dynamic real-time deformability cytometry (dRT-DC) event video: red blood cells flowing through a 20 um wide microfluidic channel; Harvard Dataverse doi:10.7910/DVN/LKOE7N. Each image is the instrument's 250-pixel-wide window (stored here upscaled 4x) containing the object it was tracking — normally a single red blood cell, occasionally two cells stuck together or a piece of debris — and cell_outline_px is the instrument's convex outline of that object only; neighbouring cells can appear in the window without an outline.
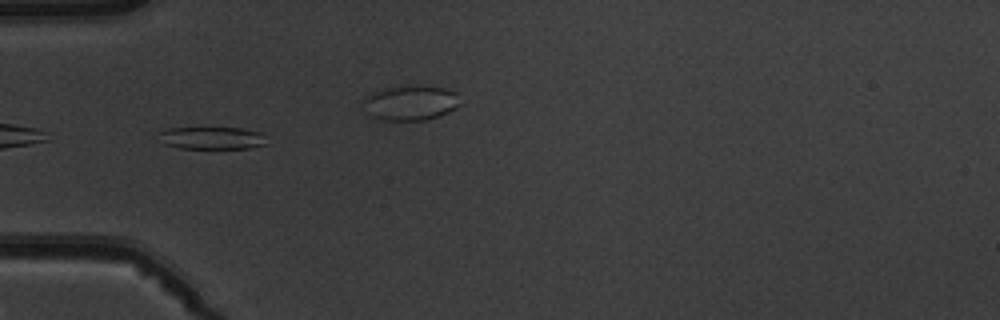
{"species": "common noctule bat (a hibernating species)", "species_latin": "Nyctalus noctula", "temperature_condition": "warm", "stored_images_in_passage": 15, "camera_frame_rate_fps": 3000, "um_per_image_px": 0.085, "animal": {"sex": "male", "body_mass_g": 19.5, "forearm_length_mm": 54.6}, "frame": {"image": 1, "passage_image": 5, "time_ms": 5.667, "image_size_px": [1000, 320], "cell_outline_px": [[268, 144], [248, 148], [180, 148], [164, 144], [160, 132], [168, 128], [204, 124], [240, 128], [260, 132]], "centroid_in_image_um": [18.0, 11.66], "position_along_channel_um": 67.0, "area_um2": 14.85}}
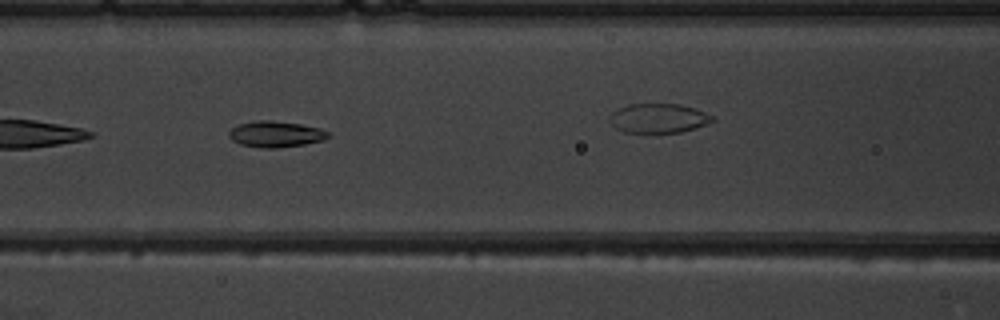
{"frame": {"image": 2, "passage_image": 7, "time_ms": 7.667, "image_size_px": [1000, 320], "cell_outline_px": [[332, 136], [324, 140], [304, 144], [276, 148], [264, 148], [240, 144], [232, 140], [228, 136], [228, 132], [232, 128], [240, 124], [252, 120], [272, 120], [300, 124], [320, 128], [328, 132]], "centroid_in_image_um": [23.44, 11.39], "position_along_channel_um": 143.2, "area_um2": 15.14}}
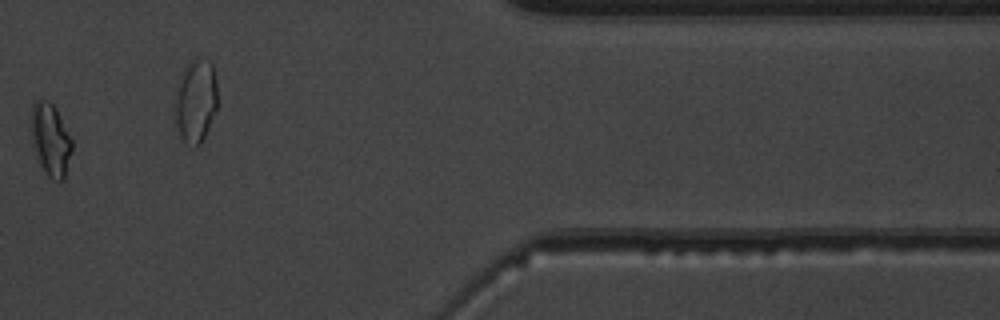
{"frame": {"image": 3, "passage_image": 13, "time_ms": 15.667, "image_size_px": [1000, 320], "cell_outline_px": [[72, 152], [64, 180], [56, 180], [48, 176], [40, 164], [32, 140], [32, 104], [36, 100], [48, 100], [56, 108], [72, 140]], "centroid_in_image_um": [4.32, 11.87], "position_along_channel_um": 407.1, "area_um2": 16.94}, "authors_computed_cell_mechanics": {"area_um2": 16.9354, "velocity_mm_per_s": 3.8462, "shape_relaxation_time_tau1_ms": 2.115, "shape_relaxation_time_tau2_ms": null, "deformation_change_tau1": 0.0995, "deformation_change_tau2": null}}